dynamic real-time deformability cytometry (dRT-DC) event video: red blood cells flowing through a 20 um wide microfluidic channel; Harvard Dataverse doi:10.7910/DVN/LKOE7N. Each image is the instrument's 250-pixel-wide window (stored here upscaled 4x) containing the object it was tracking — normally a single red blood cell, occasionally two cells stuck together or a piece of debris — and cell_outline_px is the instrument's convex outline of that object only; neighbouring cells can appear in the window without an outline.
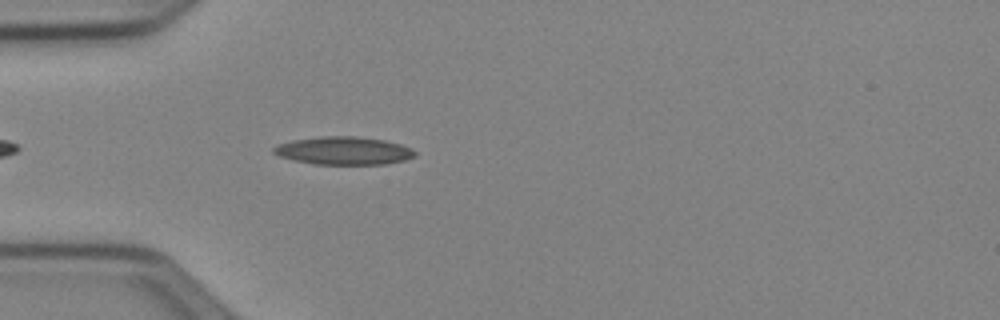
{"species": "Egyptian fruit bat (a non-hibernating species)", "species_latin": "Rousettus aegyptiacus", "temperature_condition": "cold", "stored_images_in_passage": 25, "camera_frame_rate_fps": 3000, "um_per_image_px": 0.085, "animal": {"sex": "female"}, "frame": {"image": 1, "passage_image": 4, "time_ms": 1.0, "image_size_px": [1000, 320], "cell_outline_px": [[416, 156], [404, 160], [384, 164], [316, 164], [292, 160], [280, 156], [272, 152], [272, 148], [276, 144], [292, 140], [320, 136], [356, 136], [384, 140], [400, 144], [412, 148], [416, 152]], "centroid_in_image_um": [29.19, 12.8], "position_along_channel_um": 55.8, "area_um2": 23.12}, "authors_computed_cell_mechanics": {"area_um2": 24.0448, "velocity_mm_per_s": 3.9754, "shape_relaxation_time_tau1_ms": 10.8137, "shape_relaxation_time_tau2_ms": 2.3457, "deformation_change_tau1": 0.2061, "deformation_change_tau2": 0.11}}